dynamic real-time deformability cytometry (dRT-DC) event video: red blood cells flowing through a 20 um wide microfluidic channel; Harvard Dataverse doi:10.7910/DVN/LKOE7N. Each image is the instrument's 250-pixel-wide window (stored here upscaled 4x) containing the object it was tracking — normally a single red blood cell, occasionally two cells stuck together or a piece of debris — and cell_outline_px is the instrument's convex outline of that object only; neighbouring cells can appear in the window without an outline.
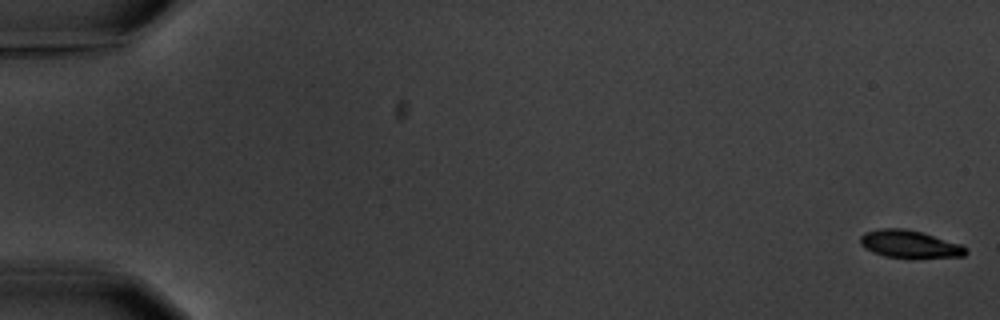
{"species": "common noctule bat (a hibernating species)", "species_latin": "Nyctalus noctula", "temperature_condition": "warm", "stored_images_in_passage": 5, "camera_frame_rate_fps": 3000, "um_per_image_px": 0.085, "animal": {"sex": "male", "body_mass_g": 20.1, "forearm_length_mm": 53.5}, "frame": {"image": 1, "passage_image": 1, "time_ms": 0.0, "image_size_px": [1000, 320], "cell_outline_px": [[968, 252], [964, 256], [884, 256], [872, 252], [864, 248], [860, 244], [860, 236], [864, 232], [880, 228], [904, 228], [920, 232], [960, 244], [968, 248]], "centroid_in_image_um": [77.25, 20.71], "position_along_channel_um": 7.7, "area_um2": 16.42}}
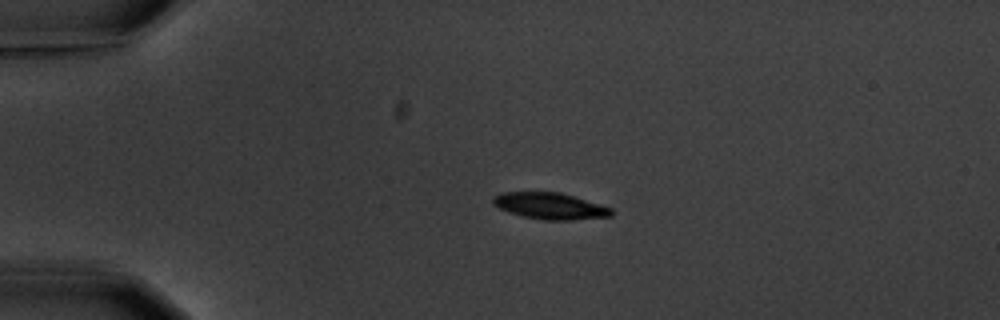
{"frame": {"image": 2, "passage_image": 4, "time_ms": 4.333, "image_size_px": [1000, 320], "cell_outline_px": [[612, 216], [572, 220], [544, 220], [524, 216], [508, 212], [492, 204], [492, 196], [500, 192], [560, 192], [600, 204], [612, 208]], "centroid_in_image_um": [46.73, 17.5], "position_along_channel_um": 38.3, "area_um2": 18.26}}